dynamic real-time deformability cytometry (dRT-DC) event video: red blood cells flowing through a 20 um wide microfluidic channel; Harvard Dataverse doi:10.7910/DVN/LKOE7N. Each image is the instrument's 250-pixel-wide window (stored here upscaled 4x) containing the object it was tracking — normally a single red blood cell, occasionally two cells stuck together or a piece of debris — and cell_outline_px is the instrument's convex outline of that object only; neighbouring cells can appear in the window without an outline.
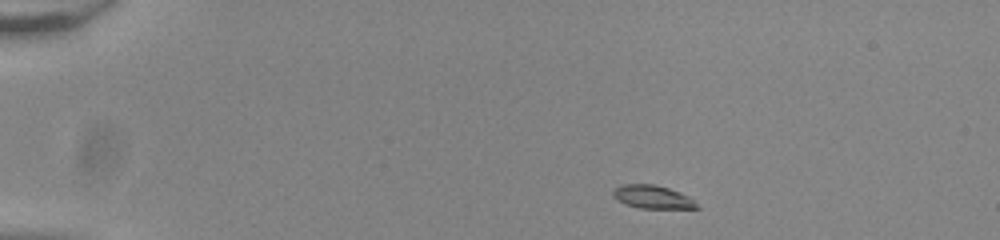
{"species": "common noctule bat (a hibernating species)", "species_latin": "Nyctalus noctula", "temperature_condition": "room temperature", "stored_images_in_passage": 45, "camera_frame_rate_fps": 3000, "um_per_image_px": 0.085, "animal": {"sex": "male", "body_mass_g": 20.0, "forearm_length_mm": 53.3}, "frame": {"image": 1, "passage_image": 1, "time_ms": 0.0, "image_size_px": [1000, 240], "cell_outline_px": [[700, 208], [640, 208], [624, 204], [616, 200], [612, 196], [612, 192], [620, 184], [652, 184], [668, 188], [680, 192], [688, 196]], "centroid_in_image_um": [55.4, 16.73], "position_along_channel_um": 29.6, "area_um2": 11.27}}
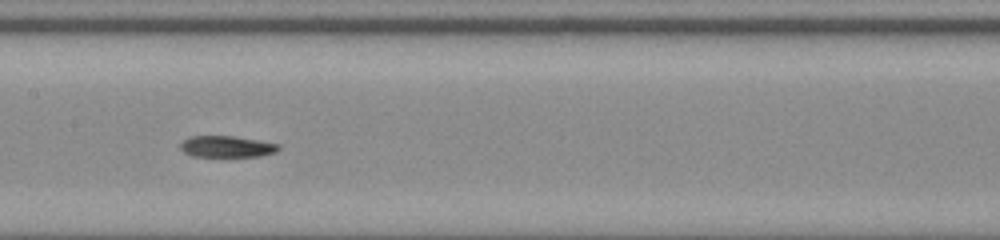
{"frame": {"image": 2, "passage_image": 20, "time_ms": 6.333, "image_size_px": [1000, 240], "cell_outline_px": [[280, 148], [276, 152], [260, 156], [192, 156], [184, 152], [180, 148], [180, 144], [188, 136], [232, 136], [280, 144]], "centroid_in_image_um": [19.27, 12.46], "position_along_channel_um": 188.1, "area_um2": 12.14}}
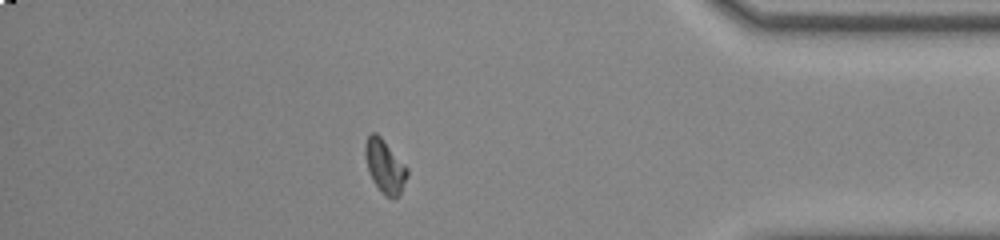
{"frame": {"image": 3, "passage_image": 39, "time_ms": 12.667, "image_size_px": [1000, 240], "cell_outline_px": [[408, 176], [400, 196], [392, 200], [384, 196], [380, 192], [372, 180], [368, 172], [364, 156], [364, 144], [368, 136], [372, 132], [376, 132], [380, 136], [408, 168]], "centroid_in_image_um": [32.7, 14.19], "position_along_channel_um": 402.5, "area_um2": 13.47}, "authors_computed_cell_mechanics": {"area_um2": 12.4848, "velocity_mm_per_s": 3.8458, "shape_relaxation_time_tau1_ms": 4.784, "shape_relaxation_time_tau2_ms": 8.195, "deformation_change_tau1": 0.1611, "deformation_change_tau2": 0.1229}}